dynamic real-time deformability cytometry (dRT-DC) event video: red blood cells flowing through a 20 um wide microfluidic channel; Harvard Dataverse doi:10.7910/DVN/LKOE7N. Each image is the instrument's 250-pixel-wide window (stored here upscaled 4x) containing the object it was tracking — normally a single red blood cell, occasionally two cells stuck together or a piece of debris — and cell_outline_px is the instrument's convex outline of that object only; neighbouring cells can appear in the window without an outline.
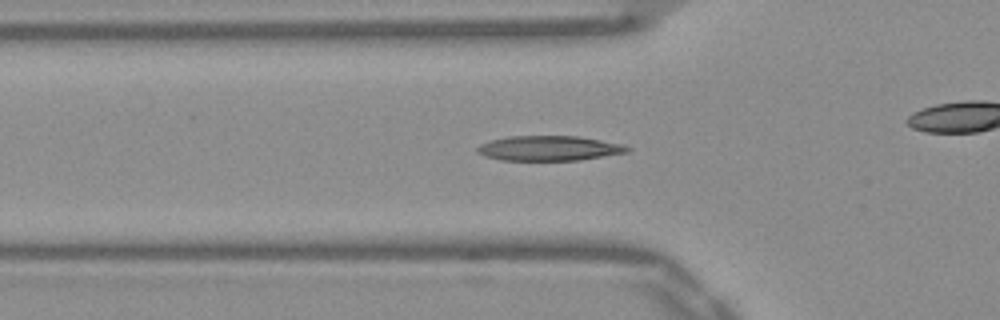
{"species": "Egyptian fruit bat (a non-hibernating species)", "species_latin": "Rousettus aegyptiacus", "temperature_condition": "warm", "stored_images_in_passage": 52, "camera_frame_rate_fps": 3000, "um_per_image_px": 0.085, "frame": {"image": 1, "passage_image": 17, "time_ms": 5.333, "image_size_px": [1000, 320], "cell_outline_px": [[632, 148], [628, 152], [580, 160], [500, 160], [484, 156], [476, 152], [476, 148], [480, 144], [492, 140], [508, 136], [580, 136], [624, 144]], "centroid_in_image_um": [46.69, 12.6], "position_along_channel_um": 79.1, "area_um2": 21.91}}
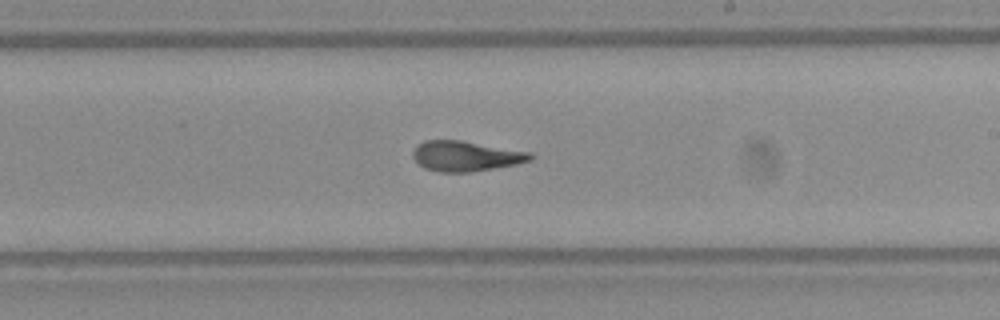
{"frame": {"image": 2, "passage_image": 30, "time_ms": 9.667, "image_size_px": [1000, 320], "cell_outline_px": [[532, 160], [516, 164], [468, 172], [440, 172], [424, 168], [412, 156], [412, 152], [416, 144], [424, 140], [460, 140], [532, 152]], "centroid_in_image_um": [39.57, 13.25], "position_along_channel_um": 249.4, "area_um2": 20.63}}
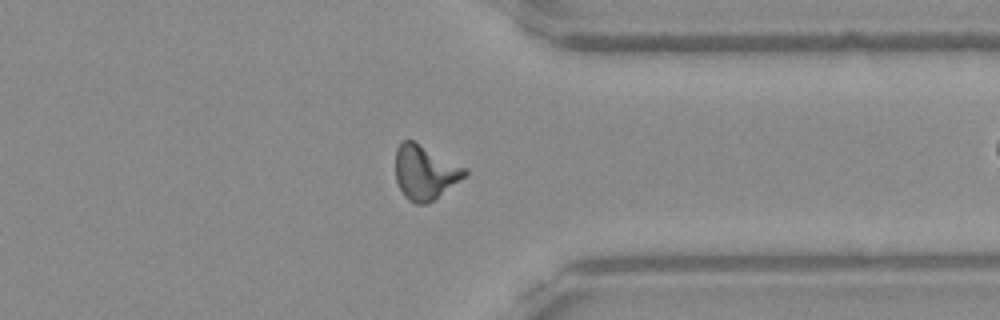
{"frame": {"image": 3, "passage_image": 40, "time_ms": 13.0, "image_size_px": [1000, 320], "cell_outline_px": [[468, 172], [464, 176], [432, 200], [424, 204], [416, 204], [408, 200], [404, 196], [396, 180], [396, 148], [404, 140], [412, 140], [468, 168]], "centroid_in_image_um": [36.1, 14.63], "position_along_channel_um": 375.3, "area_um2": 21.5}, "authors_computed_cell_mechanics": {"area_um2": 20.9236, "velocity_mm_per_s": 3.9061, "shape_relaxation_time_tau1_ms": null, "shape_relaxation_time_tau2_ms": 1.1996, "deformation_change_tau1": null, "deformation_change_tau2": 0.1002}}